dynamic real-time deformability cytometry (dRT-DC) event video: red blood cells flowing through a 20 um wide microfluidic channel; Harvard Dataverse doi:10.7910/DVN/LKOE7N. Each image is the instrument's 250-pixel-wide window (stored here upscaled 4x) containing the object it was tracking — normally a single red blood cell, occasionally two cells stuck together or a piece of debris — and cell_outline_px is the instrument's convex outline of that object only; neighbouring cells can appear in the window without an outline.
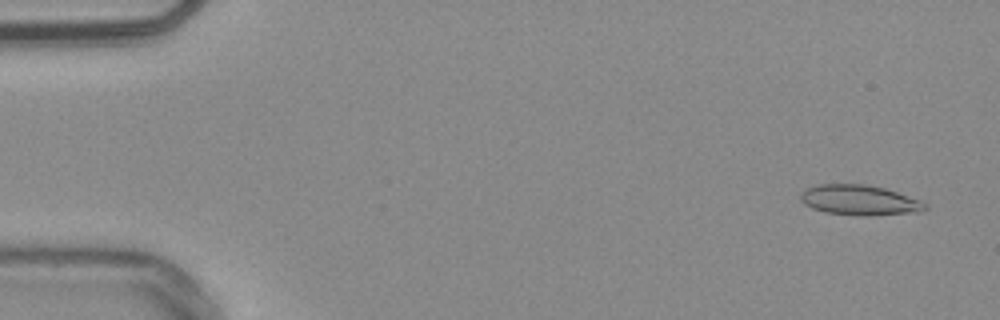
{"species": "common noctule bat (a hibernating species)", "species_latin": "Nyctalus noctula", "temperature_condition": "warm", "stored_images_in_passage": 54, "camera_frame_rate_fps": 3000, "um_per_image_px": 0.085, "animal": {"sex": "male", "body_mass_g": 20.4}, "frame": {"image": 1, "passage_image": 3, "time_ms": 0.667, "image_size_px": [1000, 320], "cell_outline_px": [[928, 208], [920, 212], [868, 216], [860, 216], [828, 212], [812, 208], [804, 204], [800, 200], [800, 192], [804, 188], [816, 184], [864, 184], [884, 188], [920, 200], [928, 204]], "centroid_in_image_um": [73.04, 17.01], "position_along_channel_um": 12.0, "area_um2": 22.08}}
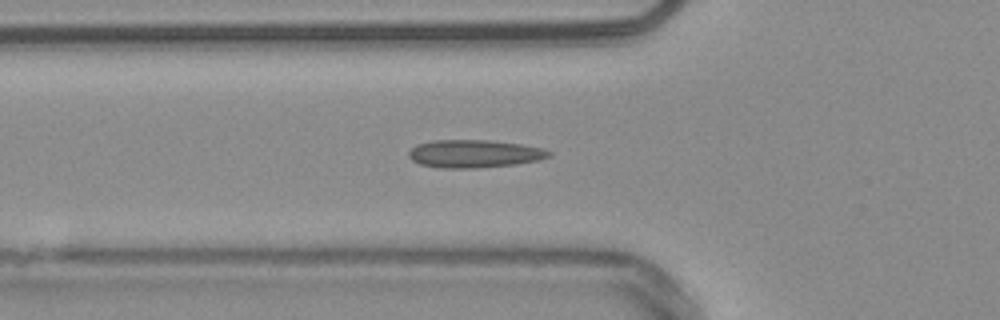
{"frame": {"image": 2, "passage_image": 19, "time_ms": 6.0, "image_size_px": [1000, 320], "cell_outline_px": [[552, 156], [540, 160], [516, 164], [476, 168], [440, 168], [420, 164], [412, 160], [408, 156], [408, 152], [416, 144], [432, 140], [488, 140], [520, 144], [544, 148], [552, 152]], "centroid_in_image_um": [40.33, 13.07], "position_along_channel_um": 85.5, "area_um2": 22.95}}
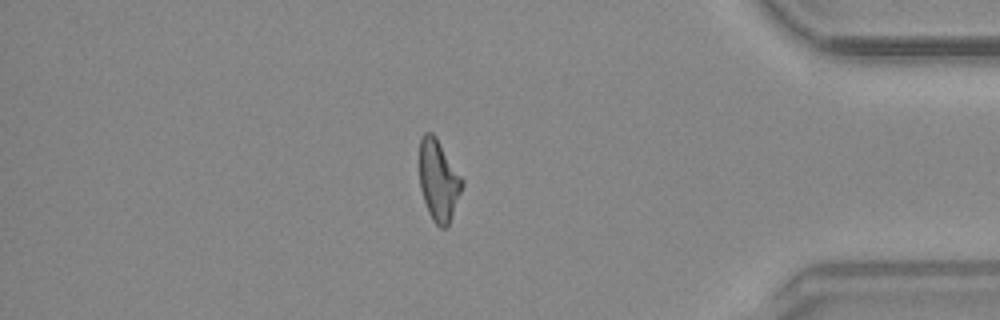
{"frame": {"image": 3, "passage_image": 46, "time_ms": 15.0, "image_size_px": [1000, 320], "cell_outline_px": [[464, 184], [448, 228], [440, 228], [432, 220], [428, 212], [420, 188], [420, 136], [424, 132], [432, 132], [436, 136], [464, 180]], "centroid_in_image_um": [37.29, 15.34], "position_along_channel_um": 397.9, "area_um2": 20.4}, "authors_computed_cell_mechanics": {"area_um2": 20.8658, "velocity_mm_per_s": 3.8168, "shape_relaxation_time_tau1_ms": null, "shape_relaxation_time_tau2_ms": 3.2326, "deformation_change_tau1": null, "deformation_change_tau2": 0.1253}}